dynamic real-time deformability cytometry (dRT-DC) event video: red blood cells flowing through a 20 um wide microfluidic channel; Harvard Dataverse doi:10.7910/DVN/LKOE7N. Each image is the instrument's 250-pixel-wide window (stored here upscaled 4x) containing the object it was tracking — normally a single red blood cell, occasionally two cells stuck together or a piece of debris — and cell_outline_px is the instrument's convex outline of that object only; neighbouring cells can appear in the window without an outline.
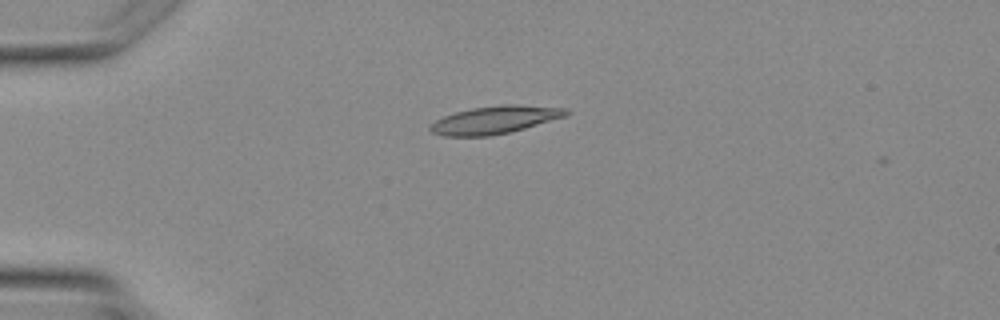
{"species": "Egyptian fruit bat (a non-hibernating species)", "species_latin": "Rousettus aegyptiacus", "temperature_condition": "warm", "stored_images_in_passage": 3, "camera_frame_rate_fps": 3000, "um_per_image_px": 0.085, "animal": {"sex": "female"}, "frame": {"image": 1, "passage_image": 3, "time_ms": 2.333, "image_size_px": [1000, 320], "cell_outline_px": [[572, 112], [564, 116], [524, 128], [508, 132], [488, 136], [444, 136], [432, 132], [428, 128], [436, 120], [444, 116], [456, 112], [472, 108], [504, 104], [516, 104], [568, 108]], "centroid_in_image_um": [42.07, 10.17], "position_along_channel_um": 42.9, "area_um2": 21.73}}